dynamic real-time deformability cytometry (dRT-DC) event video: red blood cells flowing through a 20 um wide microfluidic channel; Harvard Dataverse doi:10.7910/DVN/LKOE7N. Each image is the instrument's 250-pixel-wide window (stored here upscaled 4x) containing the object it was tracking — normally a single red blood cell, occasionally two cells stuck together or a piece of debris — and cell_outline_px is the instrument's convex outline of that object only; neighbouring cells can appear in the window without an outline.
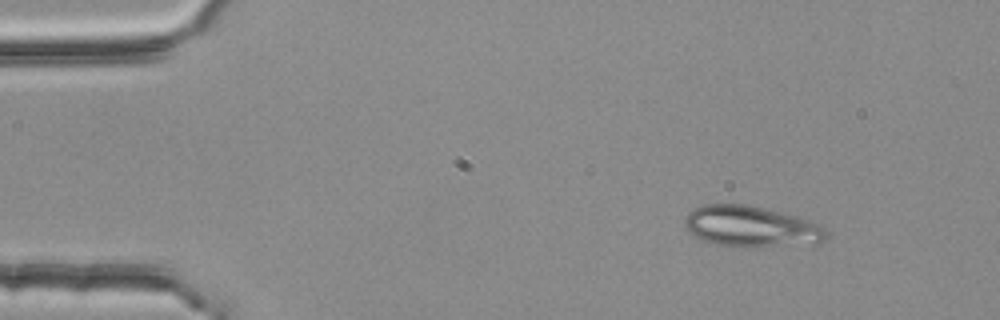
{"species": "common noctule bat (a hibernating species)", "species_latin": "Nyctalus noctula", "temperature_condition": "room temperature", "stored_images_in_passage": 7, "camera_frame_rate_fps": 3000, "um_per_image_px": 0.085, "animal": {"sex": "female", "body_mass_g": 25.1}, "frame": {"image": 1, "passage_image": 1, "time_ms": 0.0, "image_size_px": [1000, 320], "cell_outline_px": [[828, 236], [824, 240], [756, 248], [744, 248], [716, 244], [704, 240], [696, 236], [684, 224], [684, 216], [692, 208], [704, 204], [744, 204], [764, 208], [792, 216], [816, 224], [824, 228], [828, 232]], "centroid_in_image_um": [63.74, 19.25], "position_along_channel_um": 21.3, "area_um2": 33.12}}
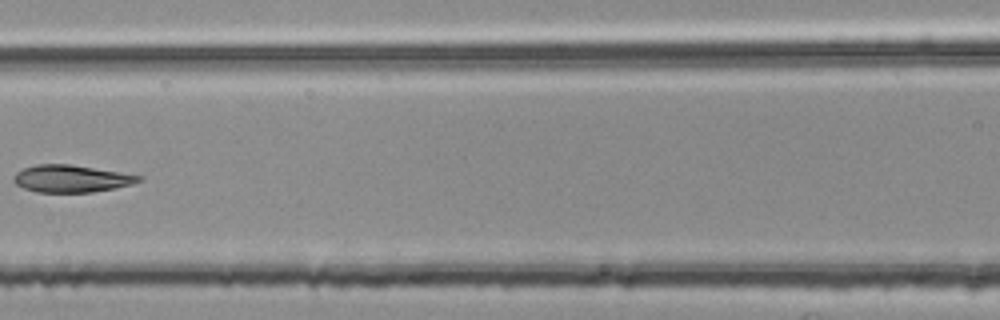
{"frame": {"image": 2, "passage_image": 6, "time_ms": 1.667, "image_size_px": [1000, 320], "cell_outline_px": [[144, 180], [132, 184], [92, 192], [36, 192], [24, 188], [16, 184], [12, 180], [16, 172], [24, 168], [36, 164], [72, 164], [144, 176]], "centroid_in_image_um": [6.07, 15.17], "position_along_channel_um": 160.5, "area_um2": 19.88}}
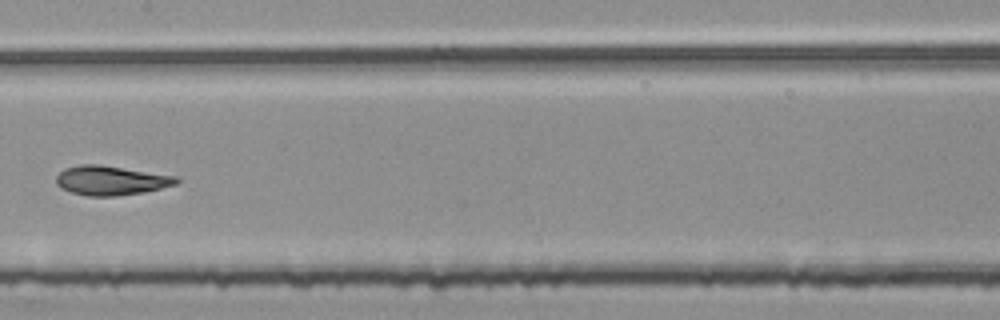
{"frame": {"image": 3, "passage_image": 7, "time_ms": 2.0, "image_size_px": [1000, 320], "cell_outline_px": [[180, 180], [176, 184], [144, 192], [116, 196], [88, 196], [72, 192], [60, 188], [56, 184], [56, 176], [64, 168], [80, 164], [100, 164], [176, 176]], "centroid_in_image_um": [9.4, 15.33], "position_along_channel_um": 198.0, "area_um2": 20.58}}